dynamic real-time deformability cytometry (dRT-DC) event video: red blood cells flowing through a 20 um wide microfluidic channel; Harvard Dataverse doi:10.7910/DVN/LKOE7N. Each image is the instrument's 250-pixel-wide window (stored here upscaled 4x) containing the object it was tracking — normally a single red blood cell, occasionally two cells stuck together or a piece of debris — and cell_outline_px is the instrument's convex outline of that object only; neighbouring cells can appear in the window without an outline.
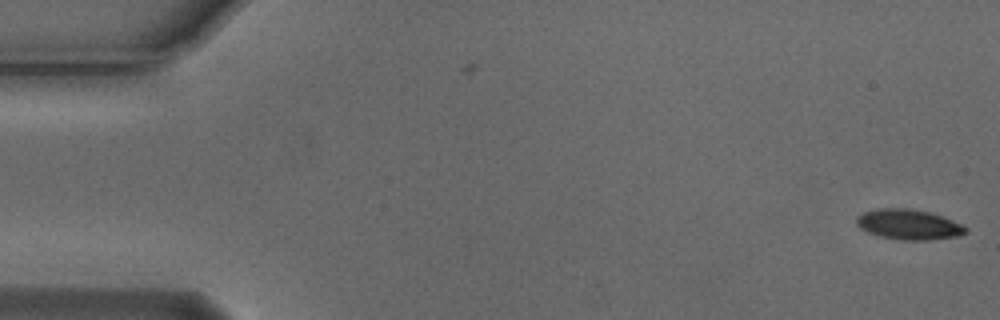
{"species": "Egyptian fruit bat (a non-hibernating species)", "species_latin": "Rousettus aegyptiacus", "temperature_condition": "cold", "stored_images_in_passage": 54, "camera_frame_rate_fps": 3000, "um_per_image_px": 0.085, "animal": {"sex": "male"}, "frame": {"image": 1, "passage_image": 1, "time_ms": 0.0, "image_size_px": [1000, 320], "cell_outline_px": [[968, 232], [960, 236], [928, 240], [900, 240], [880, 236], [868, 232], [860, 228], [856, 224], [856, 216], [864, 212], [876, 208], [908, 208], [928, 212], [952, 220], [968, 228]], "centroid_in_image_um": [77.23, 19.08], "position_along_channel_um": 7.8, "area_um2": 19.25}}
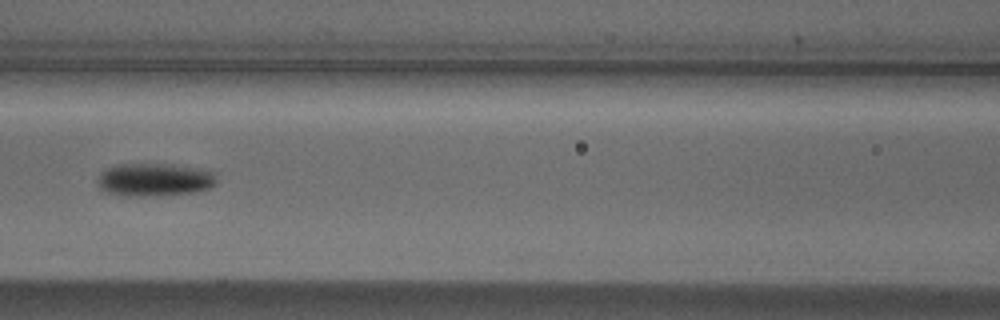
{"frame": {"image": 2, "passage_image": 24, "time_ms": 7.667, "image_size_px": [1000, 320], "cell_outline_px": [[216, 184], [208, 188], [196, 192], [160, 196], [124, 196], [108, 192], [100, 188], [96, 180], [100, 172], [104, 168], [116, 164], [172, 164], [196, 168], [212, 172], [216, 176]], "centroid_in_image_um": [13.09, 15.28], "position_along_channel_um": 153.5, "area_um2": 23.18}}
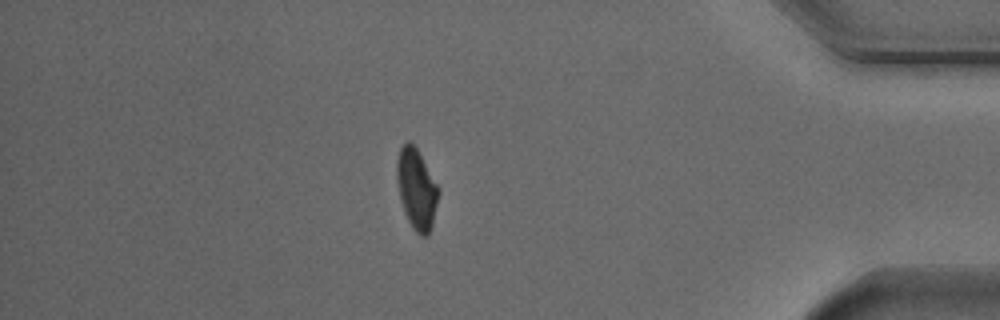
{"frame": {"image": 3, "passage_image": 47, "time_ms": 15.333, "image_size_px": [1000, 320], "cell_outline_px": [[440, 192], [432, 228], [428, 236], [420, 236], [412, 228], [404, 212], [396, 180], [396, 160], [400, 148], [408, 140], [416, 148], [440, 188]], "centroid_in_image_um": [35.42, 16.1], "position_along_channel_um": 399.8, "area_um2": 19.71}, "authors_computed_cell_mechanics": {"area_um2": 20.0277, "velocity_mm_per_s": 3.744, "shape_relaxation_time_tau1_ms": 2.7958, "shape_relaxation_time_tau2_ms": null, "deformation_change_tau1": 0.1501, "deformation_change_tau2": null}}